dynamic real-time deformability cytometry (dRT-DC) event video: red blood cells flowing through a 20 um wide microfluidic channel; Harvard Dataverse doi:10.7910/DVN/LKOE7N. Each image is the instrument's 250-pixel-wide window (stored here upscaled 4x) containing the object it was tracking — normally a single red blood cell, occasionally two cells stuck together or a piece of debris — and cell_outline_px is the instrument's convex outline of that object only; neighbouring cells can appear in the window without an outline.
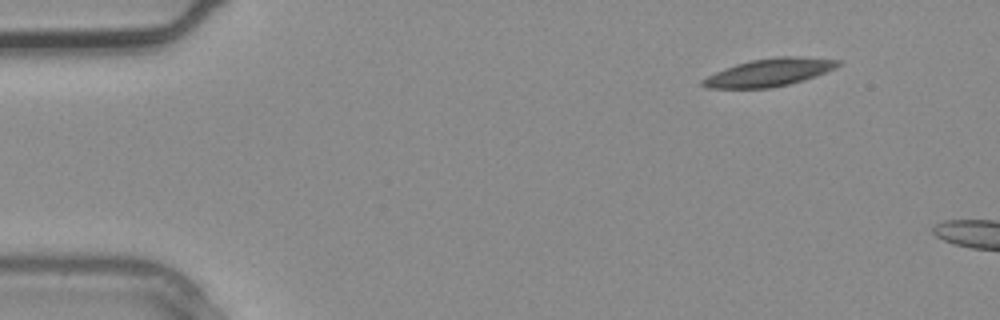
{"species": "common noctule bat (a hibernating species)", "species_latin": "Nyctalus noctula", "temperature_condition": "warm", "stored_images_in_passage": 4, "camera_frame_rate_fps": 3000, "um_per_image_px": 0.085, "animal": {"sex": "male", "body_mass_g": 20.4}, "frame": {"image": 1, "passage_image": 4, "time_ms": 1.0, "image_size_px": [1000, 320], "cell_outline_px": [[840, 64], [836, 68], [816, 76], [804, 80], [772, 88], [704, 88], [700, 84], [700, 80], [716, 72], [736, 64], [752, 60], [776, 56], [800, 56], [840, 60]], "centroid_in_image_um": [65.39, 6.16], "position_along_channel_um": 19.6, "area_um2": 21.91}}